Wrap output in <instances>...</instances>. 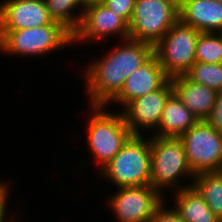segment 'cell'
Segmentation results:
<instances>
[{"instance_id":"9c48e42d","label":"cell","mask_w":222,"mask_h":222,"mask_svg":"<svg viewBox=\"0 0 222 222\" xmlns=\"http://www.w3.org/2000/svg\"><path fill=\"white\" fill-rule=\"evenodd\" d=\"M108 201L117 222H149L165 195L151 185L120 187Z\"/></svg>"},{"instance_id":"7c38bea8","label":"cell","mask_w":222,"mask_h":222,"mask_svg":"<svg viewBox=\"0 0 222 222\" xmlns=\"http://www.w3.org/2000/svg\"><path fill=\"white\" fill-rule=\"evenodd\" d=\"M44 0H4L0 2V30H23L52 24Z\"/></svg>"},{"instance_id":"603a6c76","label":"cell","mask_w":222,"mask_h":222,"mask_svg":"<svg viewBox=\"0 0 222 222\" xmlns=\"http://www.w3.org/2000/svg\"><path fill=\"white\" fill-rule=\"evenodd\" d=\"M163 202L155 211L149 222H184L173 207H166ZM172 208V209H171Z\"/></svg>"},{"instance_id":"7a4b0ae2","label":"cell","mask_w":222,"mask_h":222,"mask_svg":"<svg viewBox=\"0 0 222 222\" xmlns=\"http://www.w3.org/2000/svg\"><path fill=\"white\" fill-rule=\"evenodd\" d=\"M150 146V185L154 189L164 195V190L161 189H172L174 192L192 186L195 175L188 165L185 149L179 138L150 136ZM182 177H190V184L181 185Z\"/></svg>"},{"instance_id":"d4e9b609","label":"cell","mask_w":222,"mask_h":222,"mask_svg":"<svg viewBox=\"0 0 222 222\" xmlns=\"http://www.w3.org/2000/svg\"><path fill=\"white\" fill-rule=\"evenodd\" d=\"M10 191L11 190H9V184L8 183L5 184V182L1 181L0 182V222H3L8 217L7 204H9L8 197H9Z\"/></svg>"},{"instance_id":"7402d4cb","label":"cell","mask_w":222,"mask_h":222,"mask_svg":"<svg viewBox=\"0 0 222 222\" xmlns=\"http://www.w3.org/2000/svg\"><path fill=\"white\" fill-rule=\"evenodd\" d=\"M136 0H104L102 2L108 9L117 13L127 24L130 23Z\"/></svg>"},{"instance_id":"d6986e66","label":"cell","mask_w":222,"mask_h":222,"mask_svg":"<svg viewBox=\"0 0 222 222\" xmlns=\"http://www.w3.org/2000/svg\"><path fill=\"white\" fill-rule=\"evenodd\" d=\"M44 1L46 3L49 15L53 19V21L61 23L72 34L78 29L83 16V0ZM79 7L81 8V11L79 13H76L79 10Z\"/></svg>"},{"instance_id":"ba28073f","label":"cell","mask_w":222,"mask_h":222,"mask_svg":"<svg viewBox=\"0 0 222 222\" xmlns=\"http://www.w3.org/2000/svg\"><path fill=\"white\" fill-rule=\"evenodd\" d=\"M179 139L194 175L222 171V134L205 120H199Z\"/></svg>"},{"instance_id":"9a60e30c","label":"cell","mask_w":222,"mask_h":222,"mask_svg":"<svg viewBox=\"0 0 222 222\" xmlns=\"http://www.w3.org/2000/svg\"><path fill=\"white\" fill-rule=\"evenodd\" d=\"M175 96L198 118L205 120L213 109L218 92L193 82L185 75L170 78Z\"/></svg>"},{"instance_id":"484cf974","label":"cell","mask_w":222,"mask_h":222,"mask_svg":"<svg viewBox=\"0 0 222 222\" xmlns=\"http://www.w3.org/2000/svg\"><path fill=\"white\" fill-rule=\"evenodd\" d=\"M104 0H83L84 6H87L89 4L93 3H102Z\"/></svg>"},{"instance_id":"277c9868","label":"cell","mask_w":222,"mask_h":222,"mask_svg":"<svg viewBox=\"0 0 222 222\" xmlns=\"http://www.w3.org/2000/svg\"><path fill=\"white\" fill-rule=\"evenodd\" d=\"M91 110L86 126L90 154L99 164L100 171L122 149L133 135L126 125L121 111L107 112L106 106H88ZM91 108V109H90ZM117 112V113H116Z\"/></svg>"},{"instance_id":"44dd1931","label":"cell","mask_w":222,"mask_h":222,"mask_svg":"<svg viewBox=\"0 0 222 222\" xmlns=\"http://www.w3.org/2000/svg\"><path fill=\"white\" fill-rule=\"evenodd\" d=\"M185 76L193 82L222 91V63L206 64L195 62Z\"/></svg>"},{"instance_id":"ac0fdd59","label":"cell","mask_w":222,"mask_h":222,"mask_svg":"<svg viewBox=\"0 0 222 222\" xmlns=\"http://www.w3.org/2000/svg\"><path fill=\"white\" fill-rule=\"evenodd\" d=\"M192 186L211 211L222 220V171L195 175Z\"/></svg>"},{"instance_id":"6da1fadb","label":"cell","mask_w":222,"mask_h":222,"mask_svg":"<svg viewBox=\"0 0 222 222\" xmlns=\"http://www.w3.org/2000/svg\"><path fill=\"white\" fill-rule=\"evenodd\" d=\"M119 41V45L112 47L105 56L84 67L82 74L89 106H109L127 77L154 55L152 44L129 38Z\"/></svg>"},{"instance_id":"4316f807","label":"cell","mask_w":222,"mask_h":222,"mask_svg":"<svg viewBox=\"0 0 222 222\" xmlns=\"http://www.w3.org/2000/svg\"><path fill=\"white\" fill-rule=\"evenodd\" d=\"M10 219H11V220H10ZM13 219H14V217H13V218H11V217L8 218V217H7L3 222H17L16 219H14L15 221H14Z\"/></svg>"},{"instance_id":"52a82bcc","label":"cell","mask_w":222,"mask_h":222,"mask_svg":"<svg viewBox=\"0 0 222 222\" xmlns=\"http://www.w3.org/2000/svg\"><path fill=\"white\" fill-rule=\"evenodd\" d=\"M200 33L178 20L154 46V55L169 78L185 75L196 62Z\"/></svg>"},{"instance_id":"3957f363","label":"cell","mask_w":222,"mask_h":222,"mask_svg":"<svg viewBox=\"0 0 222 222\" xmlns=\"http://www.w3.org/2000/svg\"><path fill=\"white\" fill-rule=\"evenodd\" d=\"M72 44L73 34L56 21L23 30H0V52L7 56L41 57Z\"/></svg>"},{"instance_id":"ffe728a7","label":"cell","mask_w":222,"mask_h":222,"mask_svg":"<svg viewBox=\"0 0 222 222\" xmlns=\"http://www.w3.org/2000/svg\"><path fill=\"white\" fill-rule=\"evenodd\" d=\"M196 62L222 63V34L201 32L196 43Z\"/></svg>"},{"instance_id":"8fae6325","label":"cell","mask_w":222,"mask_h":222,"mask_svg":"<svg viewBox=\"0 0 222 222\" xmlns=\"http://www.w3.org/2000/svg\"><path fill=\"white\" fill-rule=\"evenodd\" d=\"M173 93L170 80L159 90L136 98L120 111L133 135H143L158 128L162 111L169 96ZM146 129V130H145Z\"/></svg>"},{"instance_id":"8992f818","label":"cell","mask_w":222,"mask_h":222,"mask_svg":"<svg viewBox=\"0 0 222 222\" xmlns=\"http://www.w3.org/2000/svg\"><path fill=\"white\" fill-rule=\"evenodd\" d=\"M179 20V0H136L129 39L155 46Z\"/></svg>"},{"instance_id":"30bf717a","label":"cell","mask_w":222,"mask_h":222,"mask_svg":"<svg viewBox=\"0 0 222 222\" xmlns=\"http://www.w3.org/2000/svg\"><path fill=\"white\" fill-rule=\"evenodd\" d=\"M116 35L118 39L129 38L128 24L102 3L84 6L83 16L78 29L73 33V44L93 40H106ZM88 40V41H87Z\"/></svg>"},{"instance_id":"2e32d148","label":"cell","mask_w":222,"mask_h":222,"mask_svg":"<svg viewBox=\"0 0 222 222\" xmlns=\"http://www.w3.org/2000/svg\"><path fill=\"white\" fill-rule=\"evenodd\" d=\"M198 121V118L172 93L165 103L160 123L152 136L179 138Z\"/></svg>"},{"instance_id":"4fadbf2b","label":"cell","mask_w":222,"mask_h":222,"mask_svg":"<svg viewBox=\"0 0 222 222\" xmlns=\"http://www.w3.org/2000/svg\"><path fill=\"white\" fill-rule=\"evenodd\" d=\"M169 79L153 55L127 77L120 93L109 104L115 102L123 108L132 100L161 89Z\"/></svg>"},{"instance_id":"5bb4252c","label":"cell","mask_w":222,"mask_h":222,"mask_svg":"<svg viewBox=\"0 0 222 222\" xmlns=\"http://www.w3.org/2000/svg\"><path fill=\"white\" fill-rule=\"evenodd\" d=\"M179 20L200 32H222V3L216 0H179Z\"/></svg>"},{"instance_id":"5b68a950","label":"cell","mask_w":222,"mask_h":222,"mask_svg":"<svg viewBox=\"0 0 222 222\" xmlns=\"http://www.w3.org/2000/svg\"><path fill=\"white\" fill-rule=\"evenodd\" d=\"M132 135L98 176L116 188L150 185V136Z\"/></svg>"},{"instance_id":"cb8c5ba5","label":"cell","mask_w":222,"mask_h":222,"mask_svg":"<svg viewBox=\"0 0 222 222\" xmlns=\"http://www.w3.org/2000/svg\"><path fill=\"white\" fill-rule=\"evenodd\" d=\"M205 121L222 134V91L218 92L213 109Z\"/></svg>"},{"instance_id":"e0dca14e","label":"cell","mask_w":222,"mask_h":222,"mask_svg":"<svg viewBox=\"0 0 222 222\" xmlns=\"http://www.w3.org/2000/svg\"><path fill=\"white\" fill-rule=\"evenodd\" d=\"M173 194V207L184 222H221L193 186Z\"/></svg>"}]
</instances>
